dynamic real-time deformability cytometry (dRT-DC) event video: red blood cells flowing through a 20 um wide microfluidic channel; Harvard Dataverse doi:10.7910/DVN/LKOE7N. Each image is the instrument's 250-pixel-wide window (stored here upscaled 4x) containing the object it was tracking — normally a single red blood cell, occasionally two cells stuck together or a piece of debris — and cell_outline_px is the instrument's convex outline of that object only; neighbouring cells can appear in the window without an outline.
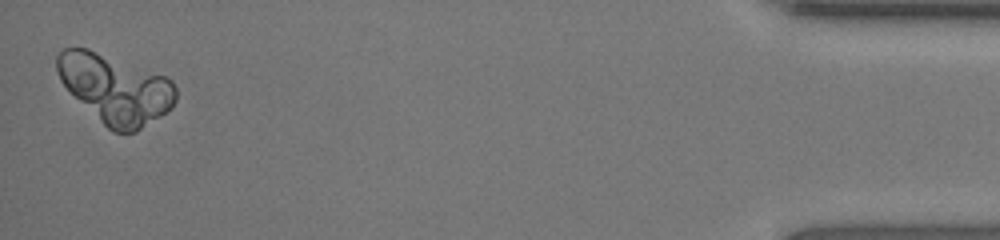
{"species": "human", "species_latin": "Homo sapiens", "temperature_condition": "room temperature", "stored_images_in_passage": 45, "camera_frame_rate_fps": 3000, "um_per_image_px": 0.085, "donor": {"sex": "female"}, "frame": {"image": 1, "passage_image": 45, "time_ms": 14.667, "image_size_px": [1000, 240], "cell_outline_px": [[176, 100], [164, 112], [136, 132], [112, 132], [60, 80], [56, 68], [56, 56], [64, 48], [88, 48], [164, 76], [172, 80], [176, 88]], "centroid_in_image_um": [9.79, 7.53], "position_along_channel_um": 425.4, "area_um2": 46.41}}